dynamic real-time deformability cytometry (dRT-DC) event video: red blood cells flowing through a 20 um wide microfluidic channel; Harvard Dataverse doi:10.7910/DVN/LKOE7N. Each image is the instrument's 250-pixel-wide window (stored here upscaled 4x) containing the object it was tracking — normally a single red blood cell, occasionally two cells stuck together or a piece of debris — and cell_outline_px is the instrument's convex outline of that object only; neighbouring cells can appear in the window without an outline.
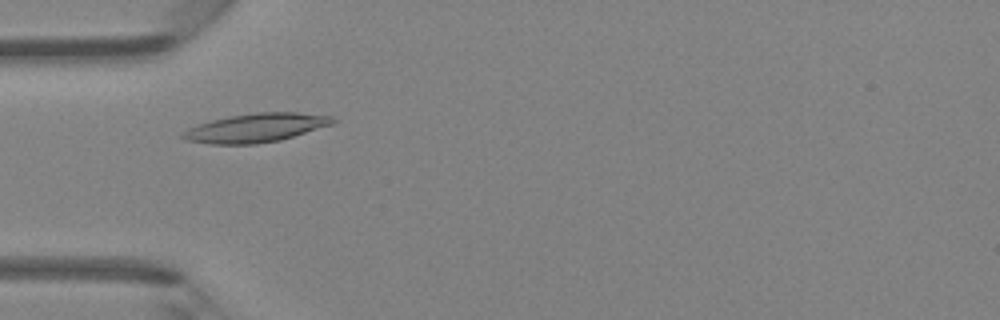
{"species": "Egyptian fruit bat (a non-hibernating species)", "species_latin": "Rousettus aegyptiacus", "temperature_condition": "room temperature", "stored_images_in_passage": 31, "camera_frame_rate_fps": 3000, "um_per_image_px": 0.085, "animal": {"sex": "female"}, "frame": {"image": 1, "passage_image": 2, "time_ms": 0.333, "image_size_px": [1000, 320], "cell_outline_px": [[336, 120], [332, 124], [280, 140], [256, 144], [208, 144], [188, 140], [180, 136], [180, 132], [188, 128], [212, 120], [232, 116], [256, 112], [296, 112], [332, 116]], "centroid_in_image_um": [21.73, 10.87], "position_along_channel_um": 63.3, "area_um2": 24.91}}
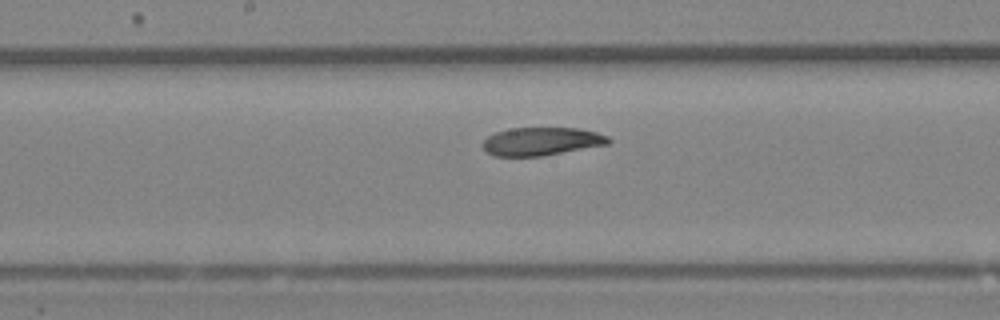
{"frame": {"image": 2, "passage_image": 12, "time_ms": 3.667, "image_size_px": [1000, 320], "cell_outline_px": [[612, 140], [608, 144], [540, 156], [492, 156], [484, 152], [484, 140], [488, 136], [496, 132], [508, 128], [580, 128], [596, 132], [608, 136]], "centroid_in_image_um": [46.01, 12.01], "position_along_channel_um": 202.2, "area_um2": 20.58}}
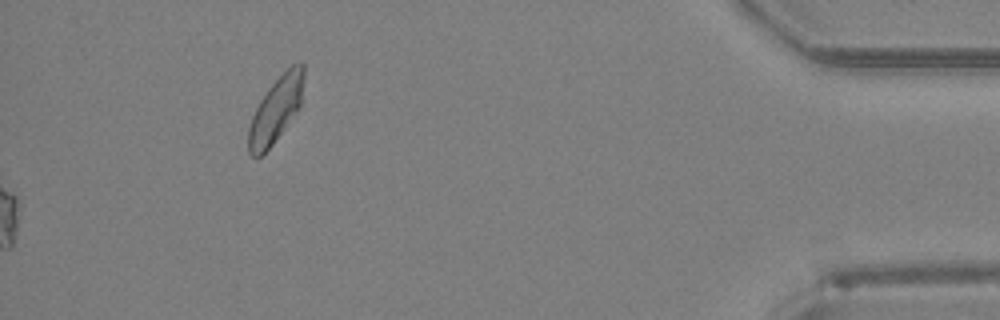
{"frame": {"image": 3, "passage_image": 31, "time_ms": 10.0, "image_size_px": [1000, 320], "cell_outline_px": [[304, 76], [300, 104], [296, 112], [272, 144], [260, 156], [252, 156], [248, 152], [248, 128], [252, 116], [260, 100], [268, 88], [292, 64], [300, 60], [304, 64]], "centroid_in_image_um": [23.44, 9.29], "position_along_channel_um": 411.8, "area_um2": 20.63}, "authors_computed_cell_mechanics": {"area_um2": 22.3108, "velocity_mm_per_s": 4.219, "shape_relaxation_time_tau1_ms": 5.3612, "shape_relaxation_time_tau2_ms": 1.8724, "deformation_change_tau1": 0.1427, "deformation_change_tau2": 0.0678}}